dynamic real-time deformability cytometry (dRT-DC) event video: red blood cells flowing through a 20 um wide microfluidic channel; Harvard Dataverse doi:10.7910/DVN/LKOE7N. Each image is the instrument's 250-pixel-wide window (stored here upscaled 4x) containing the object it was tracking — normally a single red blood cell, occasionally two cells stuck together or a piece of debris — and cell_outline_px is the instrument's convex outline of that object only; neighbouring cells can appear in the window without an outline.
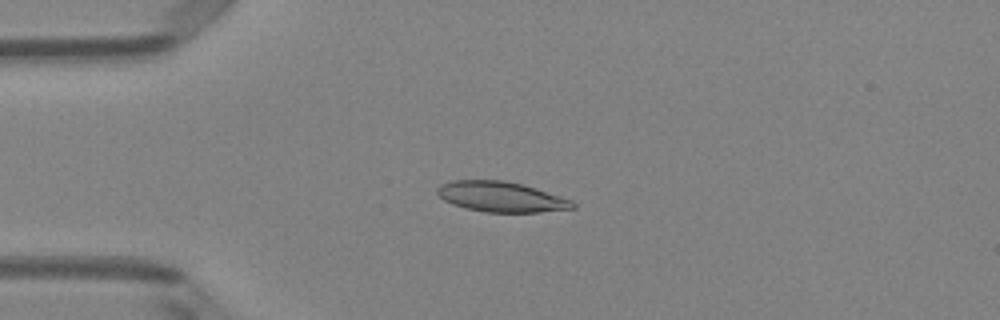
{"species": "Egyptian fruit bat (a non-hibernating species)", "species_latin": "Rousettus aegyptiacus", "temperature_condition": "room temperature", "stored_images_in_passage": 5, "camera_frame_rate_fps": 3000, "um_per_image_px": 0.085, "animal": {"sex": "female"}, "frame": {"image": 1, "passage_image": 3, "time_ms": 0.667, "image_size_px": [1000, 320], "cell_outline_px": [[576, 208], [540, 212], [484, 212], [464, 208], [452, 204], [444, 200], [436, 192], [436, 188], [440, 184], [452, 180], [504, 180], [524, 184], [572, 200], [576, 204]], "centroid_in_image_um": [42.58, 16.72], "position_along_channel_um": 42.4, "area_um2": 24.1}}
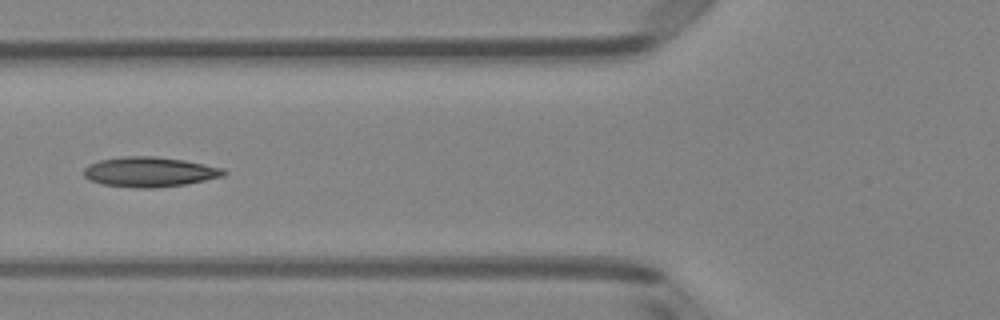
{"frame": {"image": 2, "passage_image": 5, "time_ms": 1.333, "image_size_px": [1000, 320], "cell_outline_px": [[228, 172], [224, 176], [184, 184], [156, 188], [136, 188], [100, 184], [88, 180], [84, 176], [84, 168], [88, 164], [100, 160], [124, 156], [156, 156], [184, 160], [224, 168]], "centroid_in_image_um": [12.69, 14.61], "position_along_channel_um": 113.1, "area_um2": 24.57}}